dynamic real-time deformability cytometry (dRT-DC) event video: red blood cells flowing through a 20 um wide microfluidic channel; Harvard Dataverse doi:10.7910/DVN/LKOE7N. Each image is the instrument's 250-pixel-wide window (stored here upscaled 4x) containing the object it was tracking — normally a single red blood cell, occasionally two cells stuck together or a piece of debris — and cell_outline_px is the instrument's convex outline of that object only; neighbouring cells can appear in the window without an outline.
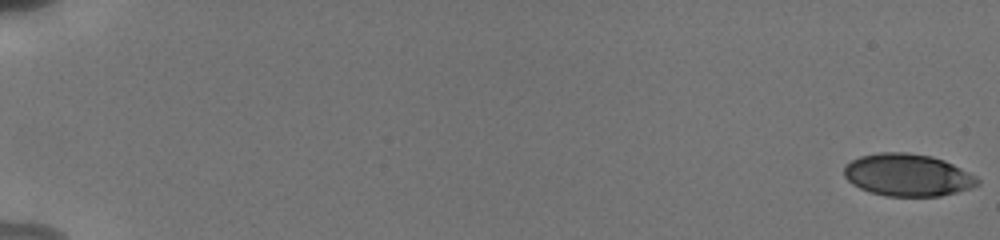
{"species": "human", "species_latin": "Homo sapiens", "temperature_condition": "cold", "stored_images_in_passage": 18, "camera_frame_rate_fps": 3000, "um_per_image_px": 0.085, "donor": {"sex": "male"}, "frame": {"image": 1, "passage_image": 1, "time_ms": 0.0, "image_size_px": [1000, 240], "cell_outline_px": [[980, 184], [956, 192], [940, 196], [888, 196], [868, 192], [852, 184], [844, 176], [844, 168], [852, 160], [860, 156], [880, 152], [908, 152], [932, 156], [944, 160], [976, 176], [980, 180]], "centroid_in_image_um": [77.14, 14.87], "position_along_channel_um": 7.9, "area_um2": 32.83}}
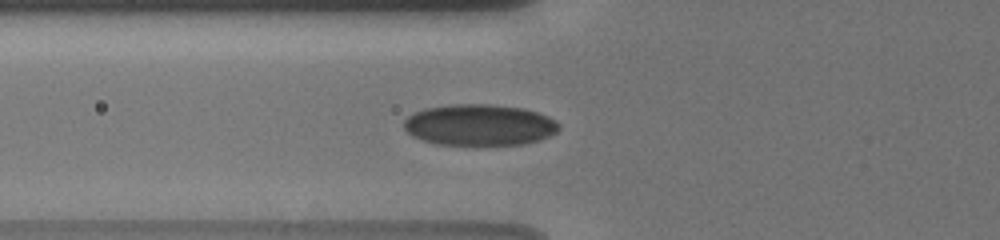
{"frame": {"image": 2, "passage_image": 16, "time_ms": 7.333, "image_size_px": [1000, 240], "cell_outline_px": [[560, 128], [556, 132], [548, 136], [524, 144], [436, 144], [412, 136], [404, 128], [404, 120], [408, 116], [424, 108], [456, 104], [496, 104], [524, 108], [540, 112], [556, 120], [560, 124]], "centroid_in_image_um": [40.78, 10.6], "position_along_channel_um": 85.0, "area_um2": 37.22}}
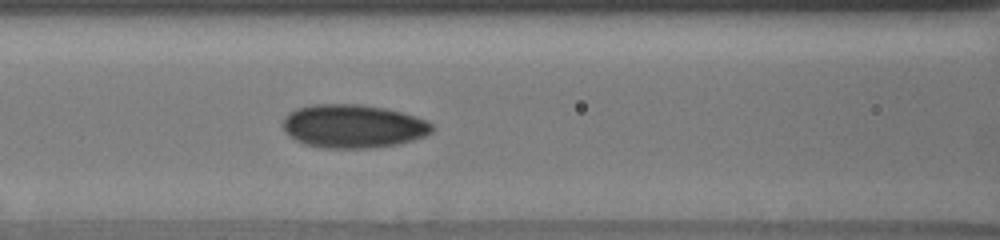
{"frame": {"image": 3, "passage_image": 18, "time_ms": 8.667, "image_size_px": [1000, 240], "cell_outline_px": [[432, 132], [424, 136], [412, 140], [396, 144], [368, 148], [324, 148], [304, 144], [296, 140], [284, 128], [284, 116], [288, 112], [296, 108], [312, 104], [360, 104], [384, 108], [400, 112], [424, 120], [432, 124]], "centroid_in_image_um": [29.98, 10.72], "position_along_channel_um": 136.6, "area_um2": 37.4}}